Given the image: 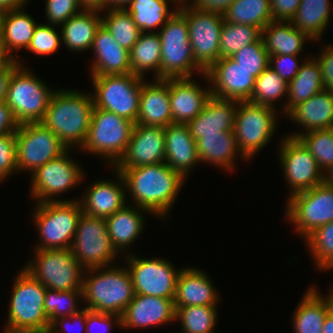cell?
Instances as JSON below:
<instances>
[{"label":"cell","instance_id":"cell-21","mask_svg":"<svg viewBox=\"0 0 333 333\" xmlns=\"http://www.w3.org/2000/svg\"><path fill=\"white\" fill-rule=\"evenodd\" d=\"M174 299L134 294L120 316L121 329H148L175 322Z\"/></svg>","mask_w":333,"mask_h":333},{"label":"cell","instance_id":"cell-6","mask_svg":"<svg viewBox=\"0 0 333 333\" xmlns=\"http://www.w3.org/2000/svg\"><path fill=\"white\" fill-rule=\"evenodd\" d=\"M51 88L44 80L31 72L29 67L12 61V76L6 104L19 124L40 122L43 119L55 91Z\"/></svg>","mask_w":333,"mask_h":333},{"label":"cell","instance_id":"cell-20","mask_svg":"<svg viewBox=\"0 0 333 333\" xmlns=\"http://www.w3.org/2000/svg\"><path fill=\"white\" fill-rule=\"evenodd\" d=\"M165 162L164 127L134 124L125 154L113 168H135Z\"/></svg>","mask_w":333,"mask_h":333},{"label":"cell","instance_id":"cell-28","mask_svg":"<svg viewBox=\"0 0 333 333\" xmlns=\"http://www.w3.org/2000/svg\"><path fill=\"white\" fill-rule=\"evenodd\" d=\"M211 280L202 269L192 266L181 268L176 283L174 306L217 305L220 295Z\"/></svg>","mask_w":333,"mask_h":333},{"label":"cell","instance_id":"cell-29","mask_svg":"<svg viewBox=\"0 0 333 333\" xmlns=\"http://www.w3.org/2000/svg\"><path fill=\"white\" fill-rule=\"evenodd\" d=\"M165 163L186 179L200 162L196 141L187 124H170L164 127Z\"/></svg>","mask_w":333,"mask_h":333},{"label":"cell","instance_id":"cell-40","mask_svg":"<svg viewBox=\"0 0 333 333\" xmlns=\"http://www.w3.org/2000/svg\"><path fill=\"white\" fill-rule=\"evenodd\" d=\"M222 14L224 21L251 25L260 31L273 21L270 0H235Z\"/></svg>","mask_w":333,"mask_h":333},{"label":"cell","instance_id":"cell-42","mask_svg":"<svg viewBox=\"0 0 333 333\" xmlns=\"http://www.w3.org/2000/svg\"><path fill=\"white\" fill-rule=\"evenodd\" d=\"M288 94V83L282 79L271 67H267L255 81L250 103L268 106L276 109L275 103Z\"/></svg>","mask_w":333,"mask_h":333},{"label":"cell","instance_id":"cell-64","mask_svg":"<svg viewBox=\"0 0 333 333\" xmlns=\"http://www.w3.org/2000/svg\"><path fill=\"white\" fill-rule=\"evenodd\" d=\"M322 333H333V311L330 310L328 314L326 315L323 327H322Z\"/></svg>","mask_w":333,"mask_h":333},{"label":"cell","instance_id":"cell-11","mask_svg":"<svg viewBox=\"0 0 333 333\" xmlns=\"http://www.w3.org/2000/svg\"><path fill=\"white\" fill-rule=\"evenodd\" d=\"M280 109L238 101L234 132L237 146L248 160L262 151L277 131ZM279 112V113H278Z\"/></svg>","mask_w":333,"mask_h":333},{"label":"cell","instance_id":"cell-23","mask_svg":"<svg viewBox=\"0 0 333 333\" xmlns=\"http://www.w3.org/2000/svg\"><path fill=\"white\" fill-rule=\"evenodd\" d=\"M115 179H97L89 184L84 194L78 199L82 212L90 216L106 218L122 209L127 203L126 186L122 174L113 170Z\"/></svg>","mask_w":333,"mask_h":333},{"label":"cell","instance_id":"cell-22","mask_svg":"<svg viewBox=\"0 0 333 333\" xmlns=\"http://www.w3.org/2000/svg\"><path fill=\"white\" fill-rule=\"evenodd\" d=\"M204 82L209 84L205 88L200 86L194 78L169 79V99L174 124H188L203 109L211 96L210 83L204 73Z\"/></svg>","mask_w":333,"mask_h":333},{"label":"cell","instance_id":"cell-61","mask_svg":"<svg viewBox=\"0 0 333 333\" xmlns=\"http://www.w3.org/2000/svg\"><path fill=\"white\" fill-rule=\"evenodd\" d=\"M28 2L29 0H0V11L5 13L27 7Z\"/></svg>","mask_w":333,"mask_h":333},{"label":"cell","instance_id":"cell-19","mask_svg":"<svg viewBox=\"0 0 333 333\" xmlns=\"http://www.w3.org/2000/svg\"><path fill=\"white\" fill-rule=\"evenodd\" d=\"M211 95L236 101H247L252 94L256 77L231 57H221L206 72Z\"/></svg>","mask_w":333,"mask_h":333},{"label":"cell","instance_id":"cell-14","mask_svg":"<svg viewBox=\"0 0 333 333\" xmlns=\"http://www.w3.org/2000/svg\"><path fill=\"white\" fill-rule=\"evenodd\" d=\"M70 249L85 269L115 265L119 255L111 244L105 218L84 212L79 218Z\"/></svg>","mask_w":333,"mask_h":333},{"label":"cell","instance_id":"cell-56","mask_svg":"<svg viewBox=\"0 0 333 333\" xmlns=\"http://www.w3.org/2000/svg\"><path fill=\"white\" fill-rule=\"evenodd\" d=\"M301 0H270L273 21L291 22Z\"/></svg>","mask_w":333,"mask_h":333},{"label":"cell","instance_id":"cell-31","mask_svg":"<svg viewBox=\"0 0 333 333\" xmlns=\"http://www.w3.org/2000/svg\"><path fill=\"white\" fill-rule=\"evenodd\" d=\"M24 9L5 12L2 19L1 49L10 61H16L21 66H25L24 62L13 51L27 50L38 24Z\"/></svg>","mask_w":333,"mask_h":333},{"label":"cell","instance_id":"cell-27","mask_svg":"<svg viewBox=\"0 0 333 333\" xmlns=\"http://www.w3.org/2000/svg\"><path fill=\"white\" fill-rule=\"evenodd\" d=\"M136 124L167 127L173 124L169 99V79H153L141 85Z\"/></svg>","mask_w":333,"mask_h":333},{"label":"cell","instance_id":"cell-18","mask_svg":"<svg viewBox=\"0 0 333 333\" xmlns=\"http://www.w3.org/2000/svg\"><path fill=\"white\" fill-rule=\"evenodd\" d=\"M179 11L187 19L194 60L206 72L220 59L219 40L224 24L223 14L202 11L196 7Z\"/></svg>","mask_w":333,"mask_h":333},{"label":"cell","instance_id":"cell-43","mask_svg":"<svg viewBox=\"0 0 333 333\" xmlns=\"http://www.w3.org/2000/svg\"><path fill=\"white\" fill-rule=\"evenodd\" d=\"M103 12L102 25L121 47L130 51L141 33L132 16L122 8L107 9Z\"/></svg>","mask_w":333,"mask_h":333},{"label":"cell","instance_id":"cell-47","mask_svg":"<svg viewBox=\"0 0 333 333\" xmlns=\"http://www.w3.org/2000/svg\"><path fill=\"white\" fill-rule=\"evenodd\" d=\"M325 172L333 165V128L312 130L298 137Z\"/></svg>","mask_w":333,"mask_h":333},{"label":"cell","instance_id":"cell-33","mask_svg":"<svg viewBox=\"0 0 333 333\" xmlns=\"http://www.w3.org/2000/svg\"><path fill=\"white\" fill-rule=\"evenodd\" d=\"M313 284L305 291L293 313L295 333H322L326 315L331 310L330 290L325 296ZM324 296V297H323Z\"/></svg>","mask_w":333,"mask_h":333},{"label":"cell","instance_id":"cell-68","mask_svg":"<svg viewBox=\"0 0 333 333\" xmlns=\"http://www.w3.org/2000/svg\"><path fill=\"white\" fill-rule=\"evenodd\" d=\"M330 305H331V310L333 311V286L330 288Z\"/></svg>","mask_w":333,"mask_h":333},{"label":"cell","instance_id":"cell-53","mask_svg":"<svg viewBox=\"0 0 333 333\" xmlns=\"http://www.w3.org/2000/svg\"><path fill=\"white\" fill-rule=\"evenodd\" d=\"M121 326L120 316L86 309V333H109Z\"/></svg>","mask_w":333,"mask_h":333},{"label":"cell","instance_id":"cell-50","mask_svg":"<svg viewBox=\"0 0 333 333\" xmlns=\"http://www.w3.org/2000/svg\"><path fill=\"white\" fill-rule=\"evenodd\" d=\"M17 171V147L15 133L0 136V183Z\"/></svg>","mask_w":333,"mask_h":333},{"label":"cell","instance_id":"cell-5","mask_svg":"<svg viewBox=\"0 0 333 333\" xmlns=\"http://www.w3.org/2000/svg\"><path fill=\"white\" fill-rule=\"evenodd\" d=\"M32 221L40 242L33 249H69L82 209L79 201L36 203Z\"/></svg>","mask_w":333,"mask_h":333},{"label":"cell","instance_id":"cell-60","mask_svg":"<svg viewBox=\"0 0 333 333\" xmlns=\"http://www.w3.org/2000/svg\"><path fill=\"white\" fill-rule=\"evenodd\" d=\"M83 10H95L103 12L106 10V0H78Z\"/></svg>","mask_w":333,"mask_h":333},{"label":"cell","instance_id":"cell-58","mask_svg":"<svg viewBox=\"0 0 333 333\" xmlns=\"http://www.w3.org/2000/svg\"><path fill=\"white\" fill-rule=\"evenodd\" d=\"M235 0H198L195 7L202 11L223 13Z\"/></svg>","mask_w":333,"mask_h":333},{"label":"cell","instance_id":"cell-37","mask_svg":"<svg viewBox=\"0 0 333 333\" xmlns=\"http://www.w3.org/2000/svg\"><path fill=\"white\" fill-rule=\"evenodd\" d=\"M331 8L330 0H301L291 23L313 42H318L329 26Z\"/></svg>","mask_w":333,"mask_h":333},{"label":"cell","instance_id":"cell-57","mask_svg":"<svg viewBox=\"0 0 333 333\" xmlns=\"http://www.w3.org/2000/svg\"><path fill=\"white\" fill-rule=\"evenodd\" d=\"M19 127L12 110L6 104V101L0 102V136L15 133Z\"/></svg>","mask_w":333,"mask_h":333},{"label":"cell","instance_id":"cell-2","mask_svg":"<svg viewBox=\"0 0 333 333\" xmlns=\"http://www.w3.org/2000/svg\"><path fill=\"white\" fill-rule=\"evenodd\" d=\"M93 108L90 91L60 88L54 91L40 122L55 133L67 149L80 150L89 132Z\"/></svg>","mask_w":333,"mask_h":333},{"label":"cell","instance_id":"cell-46","mask_svg":"<svg viewBox=\"0 0 333 333\" xmlns=\"http://www.w3.org/2000/svg\"><path fill=\"white\" fill-rule=\"evenodd\" d=\"M82 301V291H57L46 288L44 309L50 324L57 318L71 316L83 309L79 306Z\"/></svg>","mask_w":333,"mask_h":333},{"label":"cell","instance_id":"cell-63","mask_svg":"<svg viewBox=\"0 0 333 333\" xmlns=\"http://www.w3.org/2000/svg\"><path fill=\"white\" fill-rule=\"evenodd\" d=\"M177 10H181L188 7H195L198 0H170Z\"/></svg>","mask_w":333,"mask_h":333},{"label":"cell","instance_id":"cell-51","mask_svg":"<svg viewBox=\"0 0 333 333\" xmlns=\"http://www.w3.org/2000/svg\"><path fill=\"white\" fill-rule=\"evenodd\" d=\"M46 23L54 26L63 25L70 17L83 9L78 0H45Z\"/></svg>","mask_w":333,"mask_h":333},{"label":"cell","instance_id":"cell-59","mask_svg":"<svg viewBox=\"0 0 333 333\" xmlns=\"http://www.w3.org/2000/svg\"><path fill=\"white\" fill-rule=\"evenodd\" d=\"M12 76V61L0 69V102L6 101L9 82Z\"/></svg>","mask_w":333,"mask_h":333},{"label":"cell","instance_id":"cell-12","mask_svg":"<svg viewBox=\"0 0 333 333\" xmlns=\"http://www.w3.org/2000/svg\"><path fill=\"white\" fill-rule=\"evenodd\" d=\"M71 150L73 151V149H67L60 156L48 161L31 174L29 195L35 199V203L78 200L75 197L63 200L56 198V196L60 197L59 194L75 188L85 179V172L79 162L76 163L69 156Z\"/></svg>","mask_w":333,"mask_h":333},{"label":"cell","instance_id":"cell-4","mask_svg":"<svg viewBox=\"0 0 333 333\" xmlns=\"http://www.w3.org/2000/svg\"><path fill=\"white\" fill-rule=\"evenodd\" d=\"M14 276L3 333L49 331L50 322L43 301L46 287L24 268Z\"/></svg>","mask_w":333,"mask_h":333},{"label":"cell","instance_id":"cell-45","mask_svg":"<svg viewBox=\"0 0 333 333\" xmlns=\"http://www.w3.org/2000/svg\"><path fill=\"white\" fill-rule=\"evenodd\" d=\"M261 37V31L251 25H241L224 21L220 33V58L230 57L241 48L256 42Z\"/></svg>","mask_w":333,"mask_h":333},{"label":"cell","instance_id":"cell-52","mask_svg":"<svg viewBox=\"0 0 333 333\" xmlns=\"http://www.w3.org/2000/svg\"><path fill=\"white\" fill-rule=\"evenodd\" d=\"M296 55H269V67H271L287 83L292 81L297 75L302 62Z\"/></svg>","mask_w":333,"mask_h":333},{"label":"cell","instance_id":"cell-62","mask_svg":"<svg viewBox=\"0 0 333 333\" xmlns=\"http://www.w3.org/2000/svg\"><path fill=\"white\" fill-rule=\"evenodd\" d=\"M133 0H106L107 9H125Z\"/></svg>","mask_w":333,"mask_h":333},{"label":"cell","instance_id":"cell-17","mask_svg":"<svg viewBox=\"0 0 333 333\" xmlns=\"http://www.w3.org/2000/svg\"><path fill=\"white\" fill-rule=\"evenodd\" d=\"M279 164L289 186V197L324 183V172L298 138L285 135L279 143Z\"/></svg>","mask_w":333,"mask_h":333},{"label":"cell","instance_id":"cell-65","mask_svg":"<svg viewBox=\"0 0 333 333\" xmlns=\"http://www.w3.org/2000/svg\"><path fill=\"white\" fill-rule=\"evenodd\" d=\"M324 183L333 186V165L324 172Z\"/></svg>","mask_w":333,"mask_h":333},{"label":"cell","instance_id":"cell-54","mask_svg":"<svg viewBox=\"0 0 333 333\" xmlns=\"http://www.w3.org/2000/svg\"><path fill=\"white\" fill-rule=\"evenodd\" d=\"M79 325V326H78ZM79 327L78 333H86V308L71 316H65L55 319L49 328V333H68L73 332V327ZM73 329H72V328ZM78 329V328H76ZM74 333V332H73ZM76 333V331H75Z\"/></svg>","mask_w":333,"mask_h":333},{"label":"cell","instance_id":"cell-25","mask_svg":"<svg viewBox=\"0 0 333 333\" xmlns=\"http://www.w3.org/2000/svg\"><path fill=\"white\" fill-rule=\"evenodd\" d=\"M237 106L236 100L211 95L202 111L187 124L193 139L196 141L205 135L234 131Z\"/></svg>","mask_w":333,"mask_h":333},{"label":"cell","instance_id":"cell-30","mask_svg":"<svg viewBox=\"0 0 333 333\" xmlns=\"http://www.w3.org/2000/svg\"><path fill=\"white\" fill-rule=\"evenodd\" d=\"M151 213L132 203L105 218L111 244L121 255H127L130 245L140 238L145 227V215ZM127 249V251H126Z\"/></svg>","mask_w":333,"mask_h":333},{"label":"cell","instance_id":"cell-55","mask_svg":"<svg viewBox=\"0 0 333 333\" xmlns=\"http://www.w3.org/2000/svg\"><path fill=\"white\" fill-rule=\"evenodd\" d=\"M321 46L322 50L318 52L316 59L321 68L324 88L333 91V50L327 44Z\"/></svg>","mask_w":333,"mask_h":333},{"label":"cell","instance_id":"cell-13","mask_svg":"<svg viewBox=\"0 0 333 333\" xmlns=\"http://www.w3.org/2000/svg\"><path fill=\"white\" fill-rule=\"evenodd\" d=\"M285 218L305 239L315 229L333 221V186L326 183L287 198Z\"/></svg>","mask_w":333,"mask_h":333},{"label":"cell","instance_id":"cell-26","mask_svg":"<svg viewBox=\"0 0 333 333\" xmlns=\"http://www.w3.org/2000/svg\"><path fill=\"white\" fill-rule=\"evenodd\" d=\"M91 60V76L131 73L129 51L121 47L101 24L95 33Z\"/></svg>","mask_w":333,"mask_h":333},{"label":"cell","instance_id":"cell-35","mask_svg":"<svg viewBox=\"0 0 333 333\" xmlns=\"http://www.w3.org/2000/svg\"><path fill=\"white\" fill-rule=\"evenodd\" d=\"M309 55V58L303 59L297 75L288 83V100L284 101L280 106L282 108L281 113L283 112L285 115L294 106L308 100L316 93L325 89L321 68L316 59V55Z\"/></svg>","mask_w":333,"mask_h":333},{"label":"cell","instance_id":"cell-48","mask_svg":"<svg viewBox=\"0 0 333 333\" xmlns=\"http://www.w3.org/2000/svg\"><path fill=\"white\" fill-rule=\"evenodd\" d=\"M230 57L256 78L269 66V54L261 37Z\"/></svg>","mask_w":333,"mask_h":333},{"label":"cell","instance_id":"cell-49","mask_svg":"<svg viewBox=\"0 0 333 333\" xmlns=\"http://www.w3.org/2000/svg\"><path fill=\"white\" fill-rule=\"evenodd\" d=\"M54 25L38 23L27 51L37 56H47L56 52L62 44L61 32Z\"/></svg>","mask_w":333,"mask_h":333},{"label":"cell","instance_id":"cell-69","mask_svg":"<svg viewBox=\"0 0 333 333\" xmlns=\"http://www.w3.org/2000/svg\"><path fill=\"white\" fill-rule=\"evenodd\" d=\"M28 333H49V332L47 331V332H28Z\"/></svg>","mask_w":333,"mask_h":333},{"label":"cell","instance_id":"cell-7","mask_svg":"<svg viewBox=\"0 0 333 333\" xmlns=\"http://www.w3.org/2000/svg\"><path fill=\"white\" fill-rule=\"evenodd\" d=\"M161 40L160 79L190 78L205 71L195 62L186 17L178 10L156 31Z\"/></svg>","mask_w":333,"mask_h":333},{"label":"cell","instance_id":"cell-16","mask_svg":"<svg viewBox=\"0 0 333 333\" xmlns=\"http://www.w3.org/2000/svg\"><path fill=\"white\" fill-rule=\"evenodd\" d=\"M130 253V254H129ZM124 255L133 283L134 293L174 299L180 269L165 258H139L129 252Z\"/></svg>","mask_w":333,"mask_h":333},{"label":"cell","instance_id":"cell-66","mask_svg":"<svg viewBox=\"0 0 333 333\" xmlns=\"http://www.w3.org/2000/svg\"><path fill=\"white\" fill-rule=\"evenodd\" d=\"M10 60L4 55L0 46V69H2Z\"/></svg>","mask_w":333,"mask_h":333},{"label":"cell","instance_id":"cell-8","mask_svg":"<svg viewBox=\"0 0 333 333\" xmlns=\"http://www.w3.org/2000/svg\"><path fill=\"white\" fill-rule=\"evenodd\" d=\"M133 127V122L94 107L89 132L80 151L102 157L112 168L125 154Z\"/></svg>","mask_w":333,"mask_h":333},{"label":"cell","instance_id":"cell-70","mask_svg":"<svg viewBox=\"0 0 333 333\" xmlns=\"http://www.w3.org/2000/svg\"><path fill=\"white\" fill-rule=\"evenodd\" d=\"M328 46L333 50V44H328Z\"/></svg>","mask_w":333,"mask_h":333},{"label":"cell","instance_id":"cell-24","mask_svg":"<svg viewBox=\"0 0 333 333\" xmlns=\"http://www.w3.org/2000/svg\"><path fill=\"white\" fill-rule=\"evenodd\" d=\"M302 129L288 133V137L298 138L312 130L333 128V91L322 90L308 100L294 106L285 116ZM304 131V132H303Z\"/></svg>","mask_w":333,"mask_h":333},{"label":"cell","instance_id":"cell-1","mask_svg":"<svg viewBox=\"0 0 333 333\" xmlns=\"http://www.w3.org/2000/svg\"><path fill=\"white\" fill-rule=\"evenodd\" d=\"M122 174L126 196L158 219L169 217L186 178L165 162L135 168H113ZM128 192V193H127ZM130 194V196H129Z\"/></svg>","mask_w":333,"mask_h":333},{"label":"cell","instance_id":"cell-10","mask_svg":"<svg viewBox=\"0 0 333 333\" xmlns=\"http://www.w3.org/2000/svg\"><path fill=\"white\" fill-rule=\"evenodd\" d=\"M95 90L92 93L95 108L103 109L136 124L141 85L145 78L133 73L90 76Z\"/></svg>","mask_w":333,"mask_h":333},{"label":"cell","instance_id":"cell-9","mask_svg":"<svg viewBox=\"0 0 333 333\" xmlns=\"http://www.w3.org/2000/svg\"><path fill=\"white\" fill-rule=\"evenodd\" d=\"M34 258L23 267L43 286L57 291H82L85 268L71 249H34Z\"/></svg>","mask_w":333,"mask_h":333},{"label":"cell","instance_id":"cell-3","mask_svg":"<svg viewBox=\"0 0 333 333\" xmlns=\"http://www.w3.org/2000/svg\"><path fill=\"white\" fill-rule=\"evenodd\" d=\"M134 294L132 279L126 266L85 269L82 301L87 305L83 308L121 316Z\"/></svg>","mask_w":333,"mask_h":333},{"label":"cell","instance_id":"cell-44","mask_svg":"<svg viewBox=\"0 0 333 333\" xmlns=\"http://www.w3.org/2000/svg\"><path fill=\"white\" fill-rule=\"evenodd\" d=\"M315 270L333 269V221L315 229L304 239Z\"/></svg>","mask_w":333,"mask_h":333},{"label":"cell","instance_id":"cell-39","mask_svg":"<svg viewBox=\"0 0 333 333\" xmlns=\"http://www.w3.org/2000/svg\"><path fill=\"white\" fill-rule=\"evenodd\" d=\"M170 0H133L125 10L132 16L140 32H156L178 11L175 7L170 8Z\"/></svg>","mask_w":333,"mask_h":333},{"label":"cell","instance_id":"cell-32","mask_svg":"<svg viewBox=\"0 0 333 333\" xmlns=\"http://www.w3.org/2000/svg\"><path fill=\"white\" fill-rule=\"evenodd\" d=\"M196 146L201 163L219 167L228 173L235 169L236 160H247L239 151L234 131L205 135L196 140Z\"/></svg>","mask_w":333,"mask_h":333},{"label":"cell","instance_id":"cell-41","mask_svg":"<svg viewBox=\"0 0 333 333\" xmlns=\"http://www.w3.org/2000/svg\"><path fill=\"white\" fill-rule=\"evenodd\" d=\"M175 309V322L178 321L182 327L179 333H217L215 330L218 324L217 305H193L175 307Z\"/></svg>","mask_w":333,"mask_h":333},{"label":"cell","instance_id":"cell-67","mask_svg":"<svg viewBox=\"0 0 333 333\" xmlns=\"http://www.w3.org/2000/svg\"><path fill=\"white\" fill-rule=\"evenodd\" d=\"M4 12L0 11V46H1V38H2V19H3Z\"/></svg>","mask_w":333,"mask_h":333},{"label":"cell","instance_id":"cell-15","mask_svg":"<svg viewBox=\"0 0 333 333\" xmlns=\"http://www.w3.org/2000/svg\"><path fill=\"white\" fill-rule=\"evenodd\" d=\"M15 136L18 172L32 174L67 150L59 137L41 122L19 124Z\"/></svg>","mask_w":333,"mask_h":333},{"label":"cell","instance_id":"cell-36","mask_svg":"<svg viewBox=\"0 0 333 333\" xmlns=\"http://www.w3.org/2000/svg\"><path fill=\"white\" fill-rule=\"evenodd\" d=\"M261 38L269 55H302L306 41L313 42L291 22L271 21L262 31Z\"/></svg>","mask_w":333,"mask_h":333},{"label":"cell","instance_id":"cell-34","mask_svg":"<svg viewBox=\"0 0 333 333\" xmlns=\"http://www.w3.org/2000/svg\"><path fill=\"white\" fill-rule=\"evenodd\" d=\"M102 12L82 10L60 27L62 44L69 52L91 50L97 29L102 24Z\"/></svg>","mask_w":333,"mask_h":333},{"label":"cell","instance_id":"cell-38","mask_svg":"<svg viewBox=\"0 0 333 333\" xmlns=\"http://www.w3.org/2000/svg\"><path fill=\"white\" fill-rule=\"evenodd\" d=\"M129 61L131 73L144 78L146 73L153 71V78L160 79L161 40L159 34L141 32L137 42L129 51Z\"/></svg>","mask_w":333,"mask_h":333}]
</instances>
